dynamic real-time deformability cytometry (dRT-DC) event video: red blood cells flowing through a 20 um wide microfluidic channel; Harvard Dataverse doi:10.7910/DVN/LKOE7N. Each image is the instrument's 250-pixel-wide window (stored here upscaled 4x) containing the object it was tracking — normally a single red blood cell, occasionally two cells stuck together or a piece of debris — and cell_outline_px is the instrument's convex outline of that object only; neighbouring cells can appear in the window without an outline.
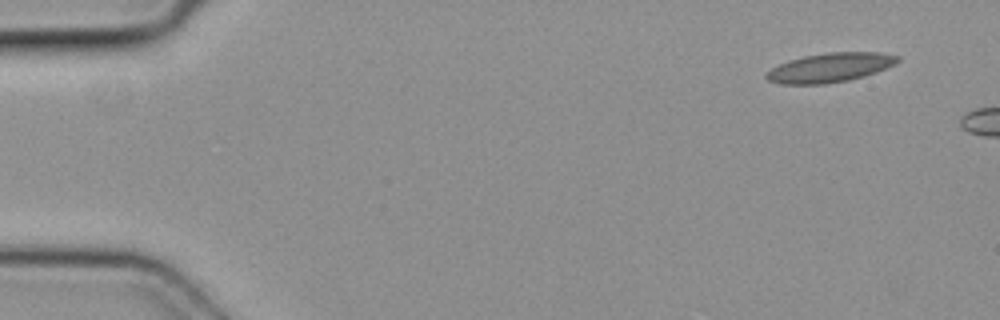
{"species": "common noctule bat (a hibernating species)", "species_latin": "Nyctalus noctula", "temperature_condition": "cold", "stored_images_in_passage": 2, "camera_frame_rate_fps": 3000, "um_per_image_px": 0.085, "animal": {"sex": "female", "body_mass_g": 19.3, "forearm_length_mm": 54.1}, "frame": {"image": 1, "passage_image": 1, "time_ms": 0.0, "image_size_px": [1000, 320], "cell_outline_px": [[900, 60], [896, 64], [876, 72], [864, 76], [848, 80], [824, 84], [780, 84], [768, 80], [764, 76], [772, 68], [788, 60], [804, 56], [828, 52], [880, 52], [900, 56]], "centroid_in_image_um": [70.58, 5.74], "position_along_channel_um": 14.4, "area_um2": 22.37}}